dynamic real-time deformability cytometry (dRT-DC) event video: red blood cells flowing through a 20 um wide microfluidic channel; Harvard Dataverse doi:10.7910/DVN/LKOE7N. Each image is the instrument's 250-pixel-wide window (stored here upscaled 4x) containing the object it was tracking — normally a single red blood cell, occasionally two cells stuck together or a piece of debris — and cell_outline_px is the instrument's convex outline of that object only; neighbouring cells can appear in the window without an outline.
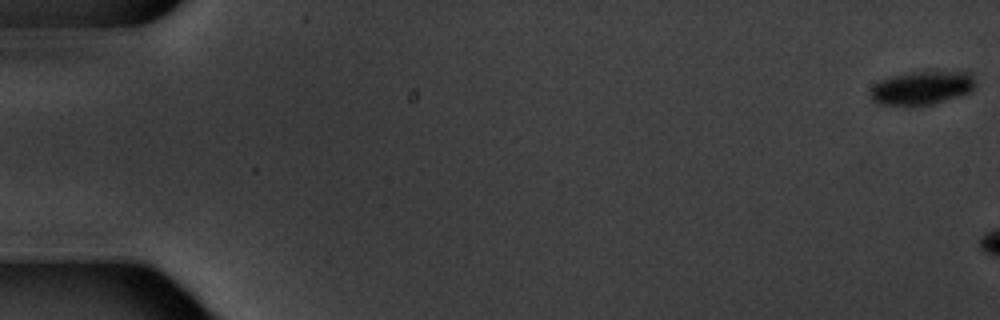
{"species": "common noctule bat (a hibernating species)", "species_latin": "Nyctalus noctula", "temperature_condition": "warm", "stored_images_in_passage": 3, "camera_frame_rate_fps": 3000, "um_per_image_px": 0.085, "animal": {"sex": "male", "body_mass_g": 20.1, "forearm_length_mm": 53.5}, "frame": {"image": 1, "passage_image": 1, "time_ms": 0.0, "image_size_px": [1000, 320], "cell_outline_px": [[976, 84], [972, 92], [960, 96], [932, 104], [912, 108], [904, 108], [880, 104], [872, 100], [868, 92], [880, 80], [892, 76], [912, 72], [936, 68], [972, 72]], "centroid_in_image_um": [78.41, 7.46], "position_along_channel_um": 6.6, "area_um2": 22.02}}